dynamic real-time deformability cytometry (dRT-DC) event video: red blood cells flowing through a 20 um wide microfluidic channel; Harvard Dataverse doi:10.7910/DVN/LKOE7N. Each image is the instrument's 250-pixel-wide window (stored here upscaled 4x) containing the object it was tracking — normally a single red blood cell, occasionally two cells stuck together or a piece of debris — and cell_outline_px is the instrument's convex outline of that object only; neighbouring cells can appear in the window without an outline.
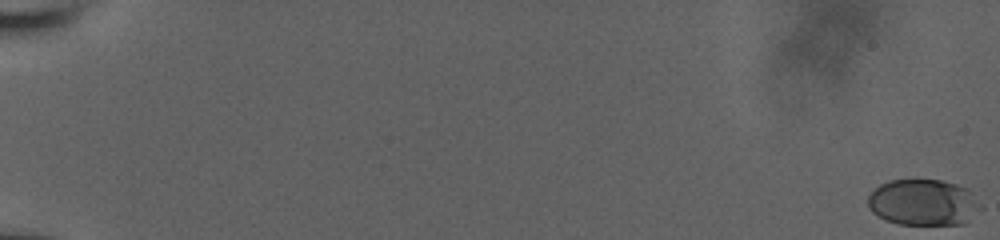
{"species": "human", "species_latin": "Homo sapiens", "temperature_condition": "room temperature", "stored_images_in_passage": 59, "camera_frame_rate_fps": 3000, "um_per_image_px": 0.085, "donor": {"sex": "male"}, "frame": {"image": 1, "passage_image": 1, "time_ms": 0.0, "image_size_px": [1000, 240], "cell_outline_px": [[984, 208], [964, 224], [900, 224], [888, 220], [872, 212], [868, 208], [868, 196], [880, 184], [888, 180], [940, 180], [956, 184], [968, 188]], "centroid_in_image_um": [78.52, 17.2], "position_along_channel_um": 6.5, "area_um2": 30.4}}
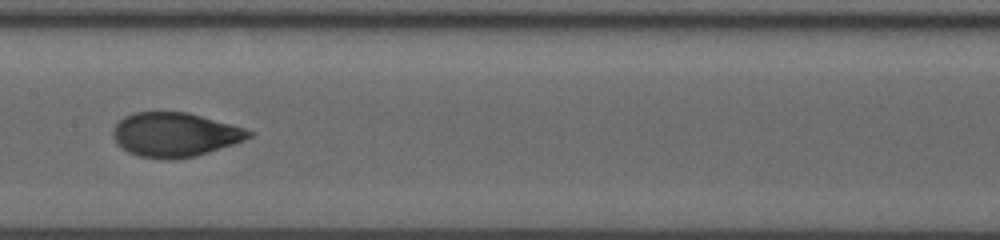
{"frame": {"image": 2, "passage_image": 34, "time_ms": 11.0, "image_size_px": [1000, 240], "cell_outline_px": [[256, 132], [252, 136], [244, 140], [196, 156], [176, 160], [168, 160], [140, 156], [128, 152], [116, 144], [112, 136], [112, 128], [124, 116], [132, 112], [188, 112], [244, 128]], "centroid_in_image_um": [14.83, 11.45], "position_along_channel_um": 192.6, "area_um2": 35.14}}
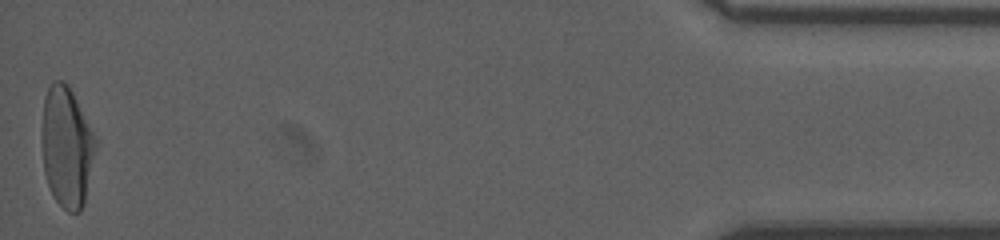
{"frame": {"image": 3, "passage_image": 59, "time_ms": 19.333, "image_size_px": [1000, 240], "cell_outline_px": [[96, 144], [84, 204], [80, 212], [68, 212], [56, 200], [48, 184], [44, 172], [40, 132], [44, 96], [52, 80], [60, 80], [68, 84], [96, 136]], "centroid_in_image_um": [5.64, 12.44], "position_along_channel_um": 429.6, "area_um2": 37.97}, "authors_computed_cell_mechanics": {"area_um2": 34.4488, "velocity_mm_per_s": 3.8275, "shape_relaxation_time_tau1_ms": 4.4832, "shape_relaxation_time_tau2_ms": null, "deformation_change_tau1": 0.2028, "deformation_change_tau2": null}}